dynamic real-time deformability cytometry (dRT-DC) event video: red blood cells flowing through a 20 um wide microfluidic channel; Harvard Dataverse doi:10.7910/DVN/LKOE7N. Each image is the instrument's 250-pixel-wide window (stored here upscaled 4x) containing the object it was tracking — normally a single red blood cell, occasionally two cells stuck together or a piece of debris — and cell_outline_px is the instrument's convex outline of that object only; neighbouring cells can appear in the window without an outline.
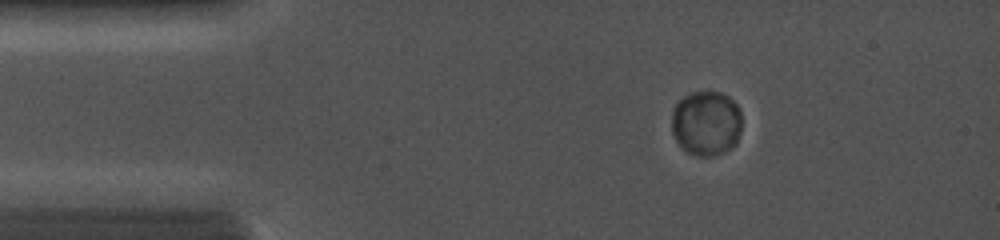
{"species": "common noctule bat (a hibernating species)", "species_latin": "Nyctalus noctula", "temperature_condition": "cold", "stored_images_in_passage": 54, "camera_frame_rate_fps": 5000, "um_per_image_px": 0.085, "animal": {"sex": "female", "body_mass_g": 19.0, "forearm_length_mm": 56.7}, "frame": {"image": 1, "passage_image": 9, "time_ms": 2.2, "image_size_px": [1000, 240], "cell_outline_px": [[740, 132], [736, 144], [732, 148], [724, 152], [712, 156], [696, 156], [688, 152], [676, 140], [672, 132], [672, 112], [676, 104], [684, 96], [692, 92], [720, 92], [728, 96], [740, 108]], "centroid_in_image_um": [60.04, 10.48], "position_along_channel_um": 25.0, "area_um2": 26.53}}
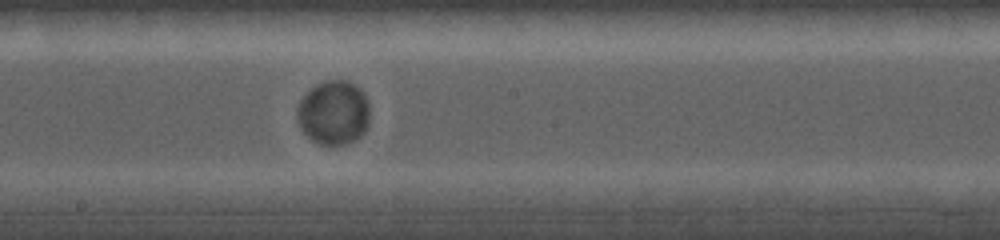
{"frame": {"image": 2, "passage_image": 30, "time_ms": 8.0, "image_size_px": [1000, 240], "cell_outline_px": [[368, 124], [364, 132], [360, 136], [344, 144], [320, 144], [312, 140], [300, 128], [296, 120], [296, 108], [300, 100], [316, 84], [324, 80], [348, 80], [360, 88], [368, 104]], "centroid_in_image_um": [28.32, 9.56], "position_along_channel_um": 219.9, "area_um2": 27.05}}
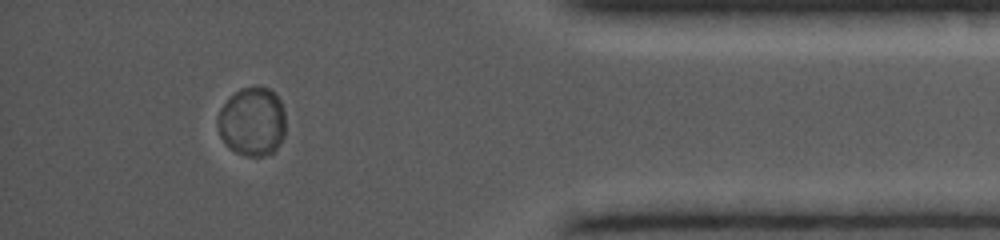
{"frame": {"image": 3, "passage_image": 49, "time_ms": 13.0, "image_size_px": [1000, 240], "cell_outline_px": [[284, 136], [276, 148], [272, 152], [264, 156], [244, 156], [236, 152], [220, 136], [216, 124], [216, 120], [220, 108], [240, 88], [252, 84], [256, 84], [268, 88], [280, 100], [284, 112]], "centroid_in_image_um": [21.43, 10.31], "position_along_channel_um": 413.8, "area_um2": 27.28}}